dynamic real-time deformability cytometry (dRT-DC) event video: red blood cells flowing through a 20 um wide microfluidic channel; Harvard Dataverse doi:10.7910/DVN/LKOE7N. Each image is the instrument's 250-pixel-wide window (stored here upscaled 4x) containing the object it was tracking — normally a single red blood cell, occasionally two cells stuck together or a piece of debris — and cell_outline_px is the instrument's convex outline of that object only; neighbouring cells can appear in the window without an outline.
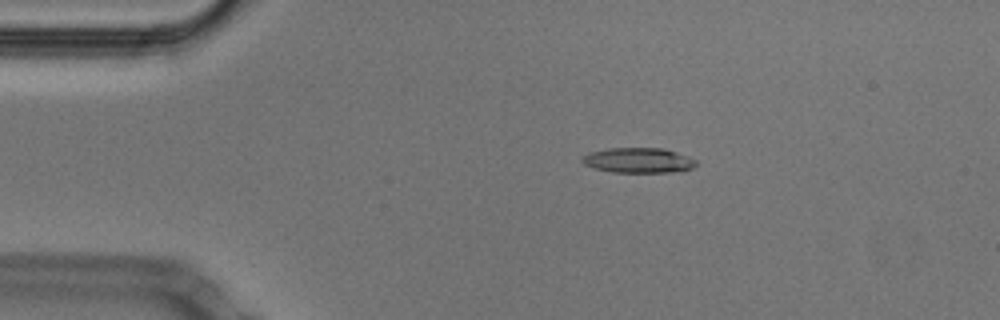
{"species": "Egyptian fruit bat (a non-hibernating species)", "species_latin": "Rousettus aegyptiacus", "temperature_condition": "cold", "stored_images_in_passage": 51, "camera_frame_rate_fps": 3000, "um_per_image_px": 0.085, "animal": {"sex": "male"}, "frame": {"image": 1, "passage_image": 9, "time_ms": 2.667, "image_size_px": [1000, 320], "cell_outline_px": [[696, 164], [692, 168], [680, 172], [612, 172], [596, 168], [584, 164], [580, 160], [580, 156], [588, 152], [608, 148], [664, 148], [688, 156], [696, 160]], "centroid_in_image_um": [54.24, 13.62], "position_along_channel_um": 30.8, "area_um2": 16.82}}
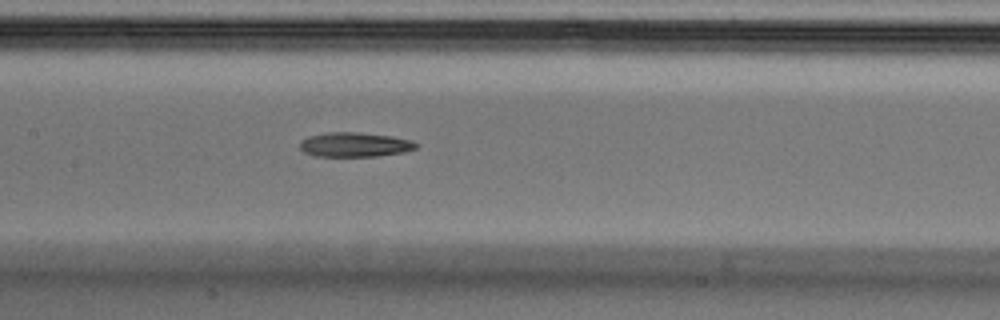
{"frame": {"image": 2, "passage_image": 24, "time_ms": 7.667, "image_size_px": [1000, 320], "cell_outline_px": [[420, 144], [416, 148], [404, 152], [376, 156], [316, 156], [304, 152], [300, 148], [300, 140], [308, 136], [324, 132], [356, 132], [392, 136], [412, 140]], "centroid_in_image_um": [30.15, 12.28], "position_along_channel_um": 177.2, "area_um2": 16.7}}
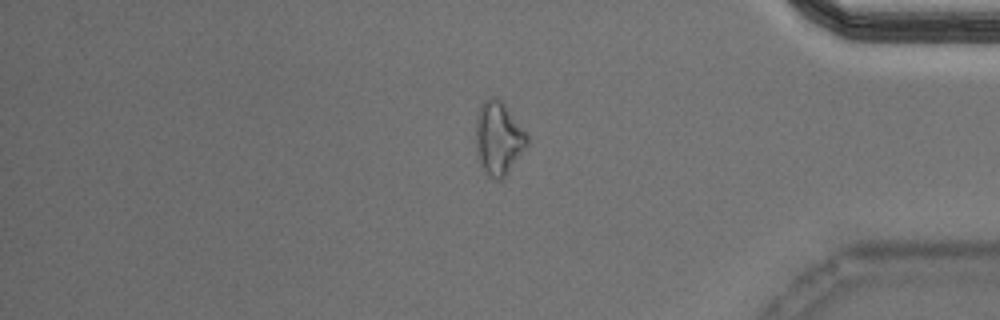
{"frame": {"image": 3, "passage_image": 43, "time_ms": 14.0, "image_size_px": [1000, 320], "cell_outline_px": [[528, 144], [508, 172], [500, 180], [496, 180], [488, 176], [484, 172], [480, 164], [476, 152], [476, 116], [480, 104], [484, 100], [492, 96], [496, 96], [504, 104], [528, 132]], "centroid_in_image_um": [42.36, 11.73], "position_along_channel_um": 392.8, "area_um2": 22.14}, "authors_computed_cell_mechanics": {"area_um2": 17.1088, "velocity_mm_per_s": 3.8084, "shape_relaxation_time_tau1_ms": 6.5702, "shape_relaxation_time_tau2_ms": 6.5543, "deformation_change_tau1": 0.1819, "deformation_change_tau2": 0.1949}}